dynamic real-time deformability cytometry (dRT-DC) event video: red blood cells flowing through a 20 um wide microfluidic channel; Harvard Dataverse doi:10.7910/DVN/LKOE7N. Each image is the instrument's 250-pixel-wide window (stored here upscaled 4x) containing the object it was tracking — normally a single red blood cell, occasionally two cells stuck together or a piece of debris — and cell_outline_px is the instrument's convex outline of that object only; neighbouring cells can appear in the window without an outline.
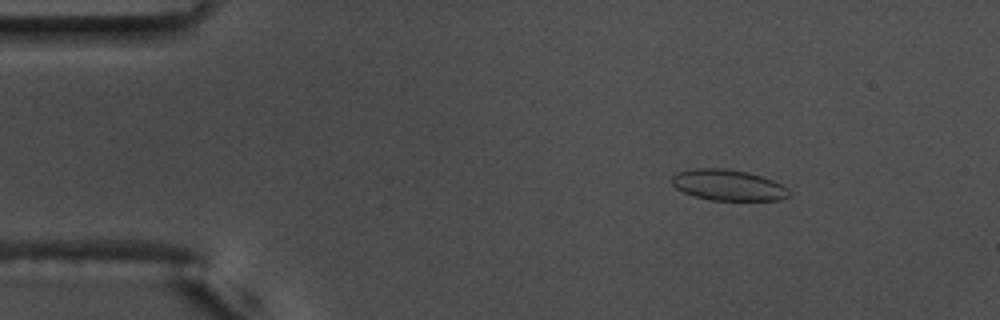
{"species": "common noctule bat (a hibernating species)", "species_latin": "Nyctalus noctula", "temperature_condition": "warm", "stored_images_in_passage": 55, "camera_frame_rate_fps": 3000, "um_per_image_px": 0.085, "animal": {"sex": "male", "body_mass_g": 17.5, "forearm_length_mm": 52.3}, "frame": {"image": 1, "passage_image": 7, "time_ms": 2.0, "image_size_px": [1000, 320], "cell_outline_px": [[788, 196], [780, 200], [712, 200], [696, 196], [684, 192], [676, 188], [672, 184], [672, 176], [680, 172], [692, 168], [724, 168], [748, 172], [772, 180], [788, 188]], "centroid_in_image_um": [61.88, 15.73], "position_along_channel_um": 23.1, "area_um2": 20.87}}
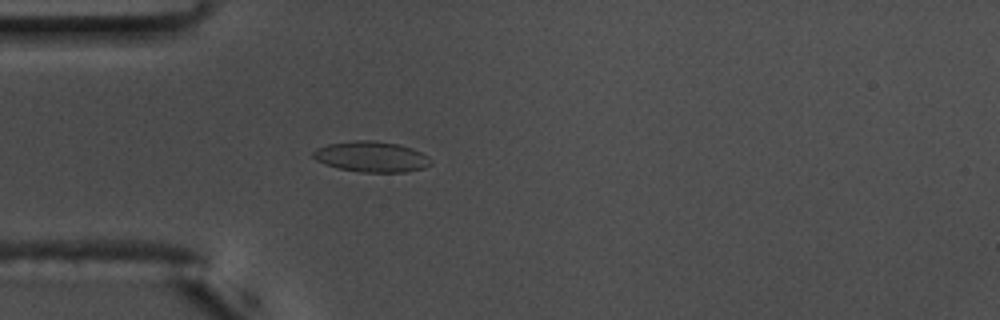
{"frame": {"image": 2, "passage_image": 15, "time_ms": 4.667, "image_size_px": [1000, 320], "cell_outline_px": [[432, 164], [424, 168], [404, 172], [360, 172], [340, 168], [324, 164], [316, 160], [312, 156], [312, 152], [316, 148], [328, 144], [356, 140], [376, 140], [400, 144], [412, 148], [428, 156], [432, 160]], "centroid_in_image_um": [31.58, 13.31], "position_along_channel_um": 53.4, "area_um2": 21.15}}
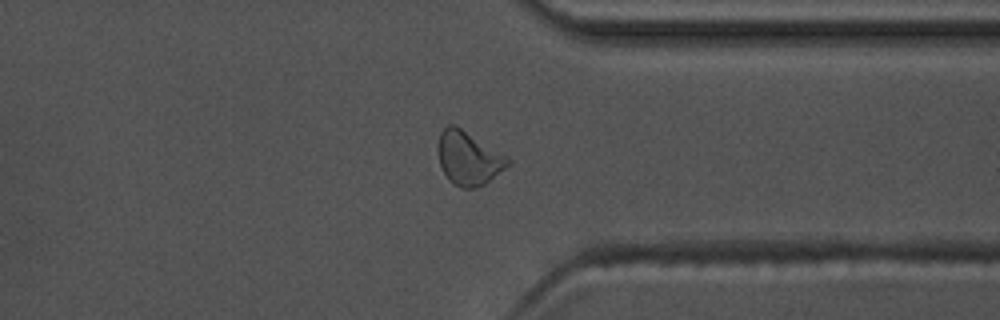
{"frame": {"image": 3, "passage_image": 42, "time_ms": 13.667, "image_size_px": [1000, 320], "cell_outline_px": [[512, 160], [504, 168], [484, 184], [476, 188], [460, 188], [448, 180], [440, 164], [440, 132], [448, 124], [456, 124], [508, 156]], "centroid_in_image_um": [39.85, 13.43], "position_along_channel_um": 371.6, "area_um2": 21.56}, "authors_computed_cell_mechanics": {"area_um2": 20.9236, "velocity_mm_per_s": 3.6408, "shape_relaxation_time_tau1_ms": 6.2089, "shape_relaxation_time_tau2_ms": 1.635, "deformation_change_tau1": 0.1296, "deformation_change_tau2": 0.073}}